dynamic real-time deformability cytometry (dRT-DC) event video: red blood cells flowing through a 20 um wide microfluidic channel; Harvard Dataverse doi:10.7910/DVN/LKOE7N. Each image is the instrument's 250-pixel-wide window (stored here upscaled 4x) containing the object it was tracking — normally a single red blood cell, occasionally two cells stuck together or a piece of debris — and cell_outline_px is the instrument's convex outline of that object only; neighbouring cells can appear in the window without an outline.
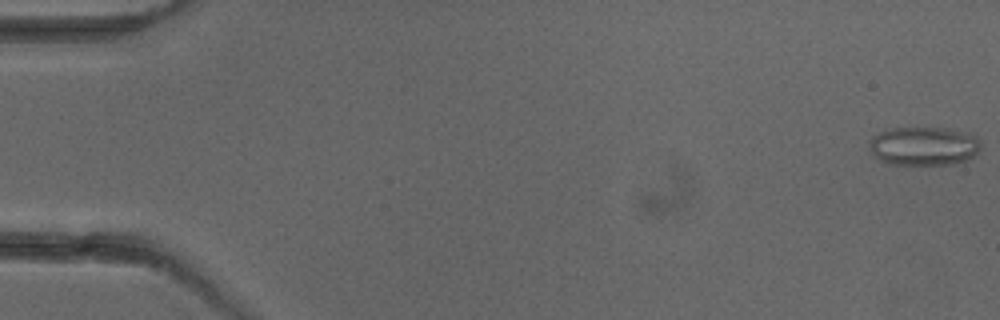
{"species": "common noctule bat (a hibernating species)", "species_latin": "Nyctalus noctula", "temperature_condition": "cold", "stored_images_in_passage": 6, "camera_frame_rate_fps": 3000, "um_per_image_px": 0.085, "animal": {"sex": "female"}, "frame": {"image": 1, "passage_image": 1, "time_ms": 0.0, "image_size_px": [1000, 320], "cell_outline_px": [[980, 148], [972, 156], [956, 164], [888, 164], [880, 160], [872, 152], [868, 140], [872, 136], [880, 132], [892, 128], [944, 128], [968, 132], [976, 136], [980, 144]], "centroid_in_image_um": [78.51, 12.41], "position_along_channel_um": 6.5, "area_um2": 25.03}}
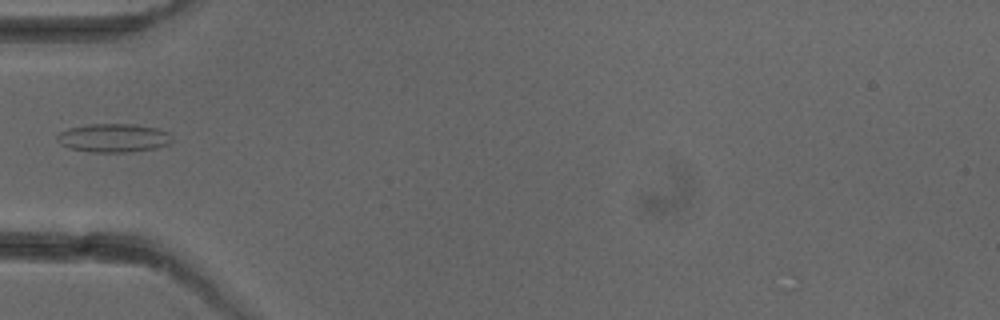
{"frame": {"image": 2, "passage_image": 5, "time_ms": 5.667, "image_size_px": [1000, 320], "cell_outline_px": [[172, 140], [168, 144], [156, 148], [132, 152], [92, 152], [68, 148], [60, 144], [56, 140], [56, 136], [60, 132], [68, 128], [88, 124], [136, 124], [156, 128], [168, 132], [172, 136]], "centroid_in_image_um": [9.63, 11.72], "position_along_channel_um": 75.4, "area_um2": 19.31}}